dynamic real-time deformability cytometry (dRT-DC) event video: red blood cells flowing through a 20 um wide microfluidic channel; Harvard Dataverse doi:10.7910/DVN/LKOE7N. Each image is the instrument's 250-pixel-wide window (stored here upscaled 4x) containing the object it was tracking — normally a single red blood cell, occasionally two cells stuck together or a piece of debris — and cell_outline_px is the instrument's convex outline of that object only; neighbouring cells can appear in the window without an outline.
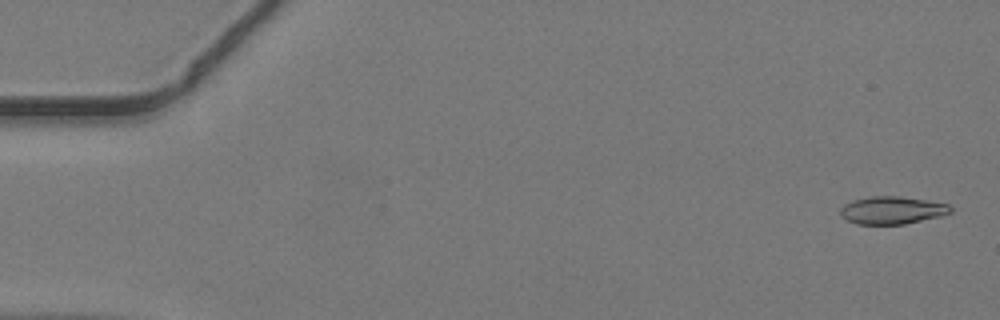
{"species": "common noctule bat (a hibernating species)", "species_latin": "Nyctalus noctula", "temperature_condition": "warm", "stored_images_in_passage": 48, "camera_frame_rate_fps": 3000, "um_per_image_px": 0.085, "animal": {"sex": "male", "body_mass_g": 19.2, "forearm_length_mm": 51.8}, "frame": {"image": 1, "passage_image": 2, "time_ms": 0.333, "image_size_px": [1000, 320], "cell_outline_px": [[952, 212], [940, 216], [904, 224], [856, 224], [840, 216], [840, 208], [844, 204], [852, 200], [872, 196], [900, 196], [948, 204], [952, 208]], "centroid_in_image_um": [75.8, 17.87], "position_along_channel_um": 9.2, "area_um2": 17.69}}
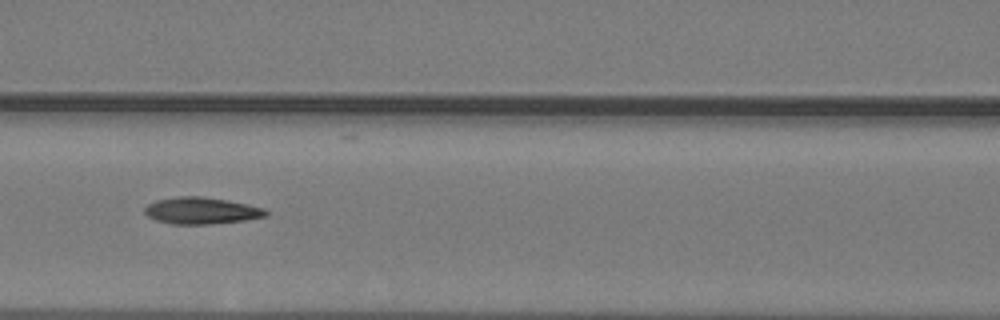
{"frame": {"image": 2, "passage_image": 22, "time_ms": 7.0, "image_size_px": [1000, 320], "cell_outline_px": [[268, 216], [244, 220], [212, 224], [172, 224], [156, 220], [148, 216], [144, 212], [144, 208], [148, 204], [156, 200], [180, 196], [200, 196], [228, 200], [248, 204], [264, 208], [268, 212]], "centroid_in_image_um": [17.13, 17.9], "position_along_channel_um": 149.5, "area_um2": 18.9}}
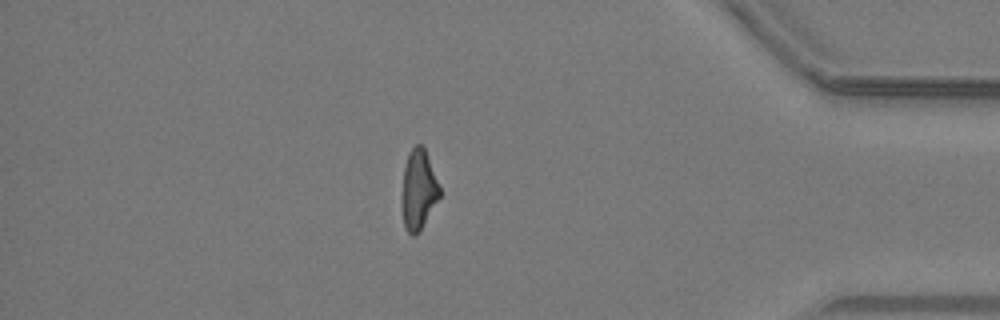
{"frame": {"image": 3, "passage_image": 42, "time_ms": 13.667, "image_size_px": [1000, 320], "cell_outline_px": [[440, 196], [420, 232], [416, 236], [412, 236], [408, 232], [404, 224], [404, 164], [408, 152], [416, 144], [420, 144], [424, 148], [440, 188]], "centroid_in_image_um": [35.6, 16.13], "position_along_channel_um": 399.6, "area_um2": 16.94}}